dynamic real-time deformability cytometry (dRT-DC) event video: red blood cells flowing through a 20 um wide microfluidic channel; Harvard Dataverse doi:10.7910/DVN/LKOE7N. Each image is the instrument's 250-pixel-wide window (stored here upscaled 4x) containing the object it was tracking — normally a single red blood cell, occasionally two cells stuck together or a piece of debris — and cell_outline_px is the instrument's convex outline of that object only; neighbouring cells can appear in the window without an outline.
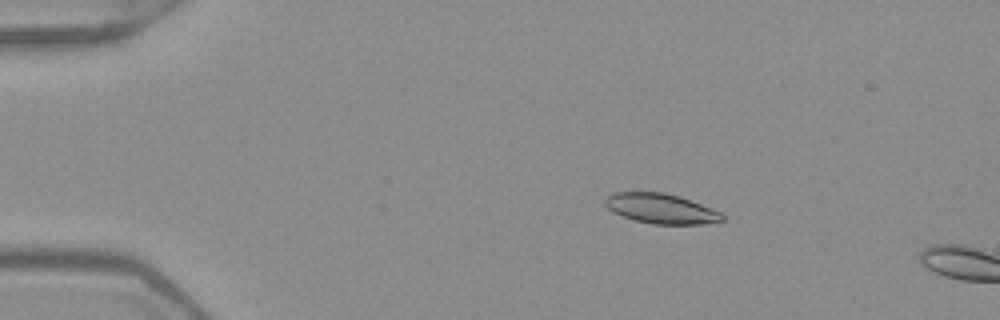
{"species": "Egyptian fruit bat (a non-hibernating species)", "species_latin": "Rousettus aegyptiacus", "temperature_condition": "warm", "stored_images_in_passage": 9, "camera_frame_rate_fps": 3000, "um_per_image_px": 0.085, "frame": {"image": 1, "passage_image": 6, "time_ms": 1.667, "image_size_px": [1000, 320], "cell_outline_px": [[728, 216], [724, 220], [700, 224], [652, 224], [636, 220], [612, 212], [604, 204], [604, 200], [612, 192], [664, 192], [680, 196], [712, 208]], "centroid_in_image_um": [56.2, 17.72], "position_along_channel_um": 28.8, "area_um2": 20.52}}